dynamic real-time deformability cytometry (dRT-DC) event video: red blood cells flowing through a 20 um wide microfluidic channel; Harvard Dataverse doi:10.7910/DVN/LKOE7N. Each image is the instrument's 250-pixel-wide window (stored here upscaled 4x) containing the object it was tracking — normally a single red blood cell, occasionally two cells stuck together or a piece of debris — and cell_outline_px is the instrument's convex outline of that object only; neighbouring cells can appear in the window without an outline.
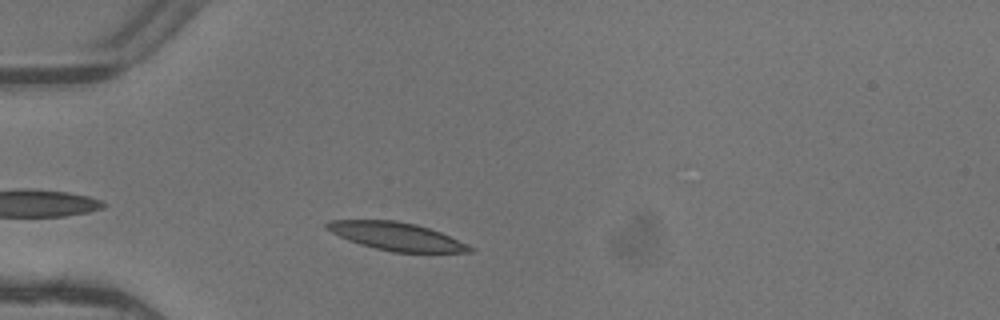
{"species": "common noctule bat (a hibernating species)", "species_latin": "Nyctalus noctula", "temperature_condition": "warm", "stored_images_in_passage": 2, "camera_frame_rate_fps": 3000, "um_per_image_px": 0.085, "animal": {"sex": "female"}, "frame": {"image": 1, "passage_image": 2, "time_ms": 0.333, "image_size_px": [1000, 320], "cell_outline_px": [[476, 248], [472, 252], [392, 252], [360, 244], [348, 240], [324, 228], [324, 224], [328, 220], [396, 220], [416, 224], [440, 232], [468, 244]], "centroid_in_image_um": [33.69, 20.08], "position_along_channel_um": 51.3, "area_um2": 23.29}}